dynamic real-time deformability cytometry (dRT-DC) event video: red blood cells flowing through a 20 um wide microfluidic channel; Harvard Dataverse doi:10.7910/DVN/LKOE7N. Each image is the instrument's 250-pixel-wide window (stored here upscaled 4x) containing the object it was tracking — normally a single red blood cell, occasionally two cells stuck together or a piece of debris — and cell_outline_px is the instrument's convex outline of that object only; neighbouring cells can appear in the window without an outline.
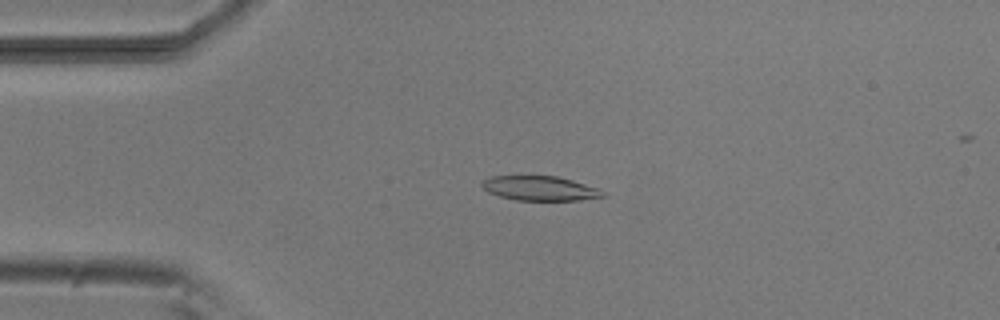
{"species": "common noctule bat (a hibernating species)", "species_latin": "Nyctalus noctula", "temperature_condition": "room temperature", "stored_images_in_passage": 5, "camera_frame_rate_fps": 3000, "um_per_image_px": 0.085, "animal": {"sex": "male", "body_mass_g": 20.5, "forearm_length_mm": 52.5}, "frame": {"image": 1, "passage_image": 4, "time_ms": 3.667, "image_size_px": [1000, 320], "cell_outline_px": [[604, 196], [580, 200], [516, 200], [500, 196], [488, 192], [480, 184], [484, 180], [492, 176], [556, 176], [572, 180], [600, 188], [604, 192]], "centroid_in_image_um": [45.91, 16.0], "position_along_channel_um": 39.1, "area_um2": 17.17}}